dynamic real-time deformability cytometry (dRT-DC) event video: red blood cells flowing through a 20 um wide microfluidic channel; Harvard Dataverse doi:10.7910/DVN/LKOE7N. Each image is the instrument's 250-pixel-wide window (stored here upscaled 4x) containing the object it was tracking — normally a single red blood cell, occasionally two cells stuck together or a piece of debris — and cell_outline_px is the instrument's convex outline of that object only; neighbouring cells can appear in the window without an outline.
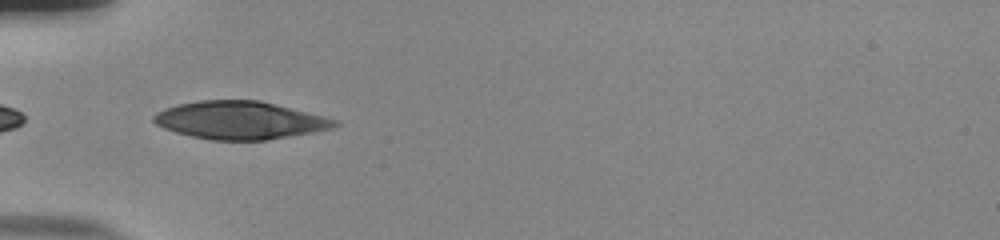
{"species": "human", "species_latin": "Homo sapiens", "temperature_condition": "room temperature", "stored_images_in_passage": 34, "camera_frame_rate_fps": 3000, "um_per_image_px": 0.085, "donor": {"sex": "male"}, "frame": {"image": 1, "passage_image": 1, "time_ms": 0.0, "image_size_px": [1000, 240], "cell_outline_px": [[340, 124], [332, 128], [312, 132], [268, 140], [212, 140], [192, 136], [176, 132], [164, 128], [156, 124], [152, 120], [152, 116], [156, 112], [164, 108], [176, 104], [200, 100], [260, 100], [340, 120]], "centroid_in_image_um": [20.38, 10.21], "position_along_channel_um": 64.6, "area_um2": 40.0}}
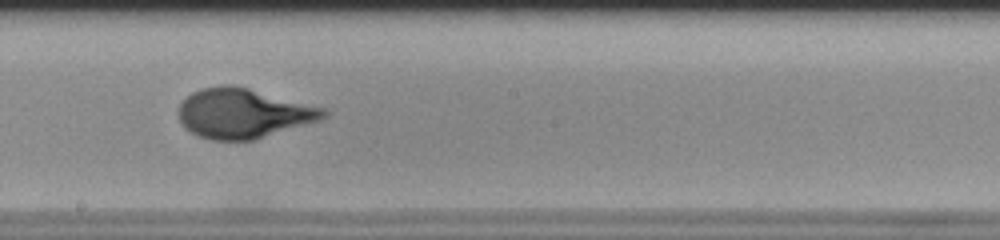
{"frame": {"image": 2, "passage_image": 14, "time_ms": 4.333, "image_size_px": [1000, 240], "cell_outline_px": [[328, 116], [320, 120], [256, 140], [212, 140], [196, 136], [184, 128], [180, 120], [180, 104], [192, 92], [200, 88], [224, 84], [228, 84], [248, 88], [328, 108]], "centroid_in_image_um": [20.72, 9.64], "position_along_channel_um": 227.5, "area_um2": 42.31}}
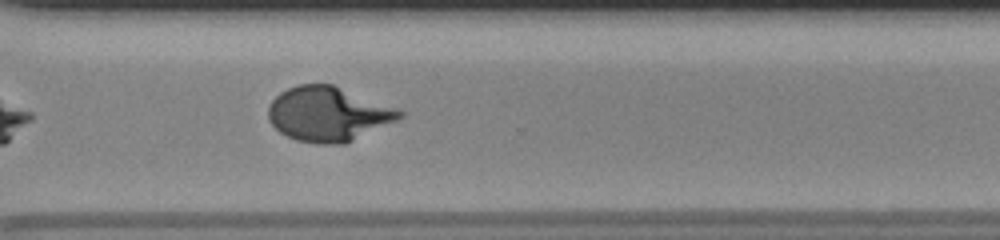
{"frame": {"image": 3, "passage_image": 23, "time_ms": 7.333, "image_size_px": [1000, 240], "cell_outline_px": [[404, 116], [400, 120], [344, 144], [316, 144], [296, 140], [280, 132], [268, 120], [268, 108], [272, 100], [280, 92], [288, 88], [300, 84], [332, 84], [400, 108], [404, 112]], "centroid_in_image_um": [27.95, 9.69], "position_along_channel_um": 342.7, "area_um2": 42.14}}